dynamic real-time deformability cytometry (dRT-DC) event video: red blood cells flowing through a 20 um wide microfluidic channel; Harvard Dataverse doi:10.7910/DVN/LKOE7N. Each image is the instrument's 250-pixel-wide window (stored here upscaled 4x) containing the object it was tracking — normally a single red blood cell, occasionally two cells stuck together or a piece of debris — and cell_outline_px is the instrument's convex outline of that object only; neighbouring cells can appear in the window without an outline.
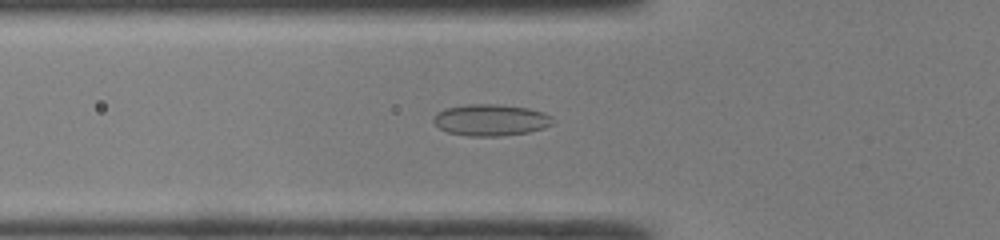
{"species": "common noctule bat (a hibernating species)", "species_latin": "Nyctalus noctula", "temperature_condition": "room temperature", "stored_images_in_passage": 47, "camera_frame_rate_fps": 3000, "um_per_image_px": 0.085, "animal": {"sex": "male", "body_mass_g": 19.0, "forearm_length_mm": 50.8}, "frame": {"image": 1, "passage_image": 17, "time_ms": 5.333, "image_size_px": [1000, 240], "cell_outline_px": [[556, 120], [552, 124], [544, 128], [528, 132], [500, 136], [468, 136], [448, 132], [440, 128], [432, 120], [432, 116], [436, 112], [444, 108], [468, 104], [496, 104], [528, 108], [544, 112], [552, 116]], "centroid_in_image_um": [41.72, 10.19], "position_along_channel_um": 84.1, "area_um2": 22.14}}
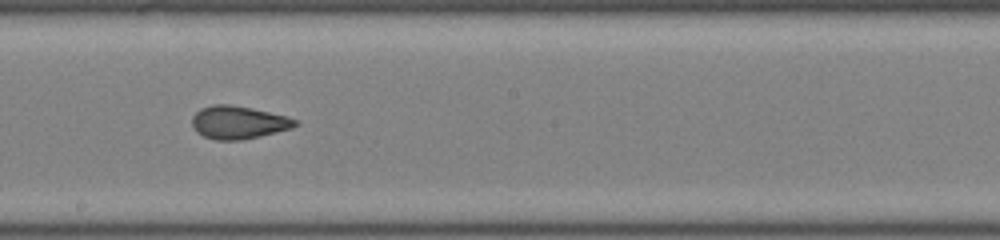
{"frame": {"image": 2, "passage_image": 27, "time_ms": 8.667, "image_size_px": [1000, 240], "cell_outline_px": [[300, 124], [292, 128], [260, 136], [240, 140], [216, 140], [204, 136], [196, 132], [192, 124], [192, 116], [200, 108], [212, 104], [232, 104], [252, 108], [288, 116], [300, 120]], "centroid_in_image_um": [20.29, 10.39], "position_along_channel_um": 227.9, "area_um2": 20.06}}
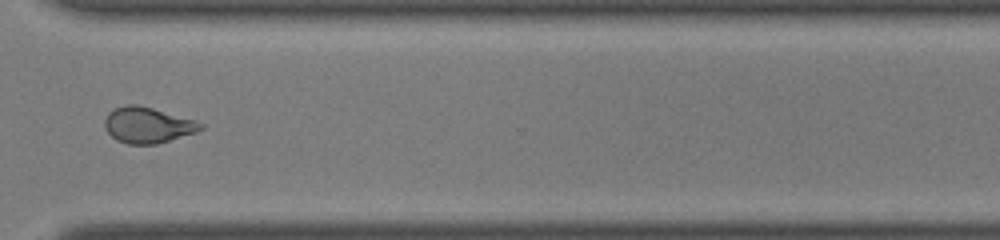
{"frame": {"image": 3, "passage_image": 36, "time_ms": 11.667, "image_size_px": [1000, 240], "cell_outline_px": [[204, 128], [196, 132], [156, 144], [128, 144], [116, 140], [104, 128], [104, 120], [108, 112], [116, 108], [128, 104], [136, 104], [152, 108], [196, 120], [204, 124]], "centroid_in_image_um": [12.54, 10.63], "position_along_channel_um": 358.1, "area_um2": 20.0}, "authors_computed_cell_mechanics": {"area_um2": 21.1548, "velocity_mm_per_s": 4.3077, "shape_relaxation_time_tau1_ms": null, "shape_relaxation_time_tau2_ms": 1.1793, "deformation_change_tau1": null, "deformation_change_tau2": 0.0657}}